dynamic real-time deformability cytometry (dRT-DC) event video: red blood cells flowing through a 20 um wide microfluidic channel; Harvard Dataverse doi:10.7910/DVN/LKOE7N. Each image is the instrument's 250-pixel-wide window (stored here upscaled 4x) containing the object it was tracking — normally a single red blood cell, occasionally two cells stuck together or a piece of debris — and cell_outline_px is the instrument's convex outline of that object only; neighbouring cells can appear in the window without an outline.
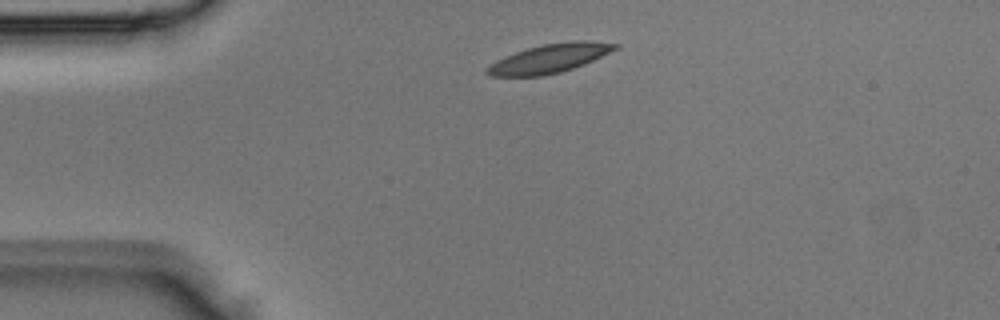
{"species": "Egyptian fruit bat (a non-hibernating species)", "species_latin": "Rousettus aegyptiacus", "temperature_condition": "room temperature", "stored_images_in_passage": 3, "camera_frame_rate_fps": 3000, "um_per_image_px": 0.085, "animal": {"sex": "male"}, "frame": {"image": 1, "passage_image": 1, "time_ms": 0.0, "image_size_px": [1000, 320], "cell_outline_px": [[620, 48], [584, 64], [560, 72], [544, 76], [488, 76], [484, 72], [484, 68], [496, 60], [516, 52], [528, 48], [544, 44], [572, 40], [588, 40], [620, 44]], "centroid_in_image_um": [46.72, 4.96], "position_along_channel_um": 38.3, "area_um2": 21.68}}
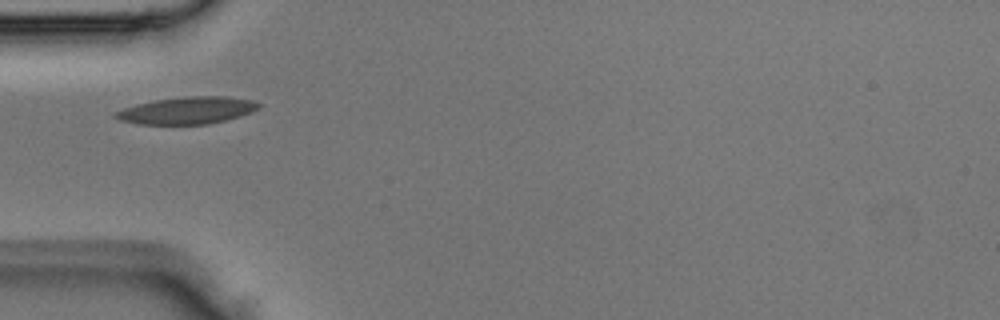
{"frame": {"image": 2, "passage_image": 2, "time_ms": 0.333, "image_size_px": [1000, 320], "cell_outline_px": [[260, 108], [252, 112], [240, 116], [208, 124], [140, 124], [120, 120], [112, 116], [116, 112], [124, 108], [136, 104], [156, 100], [184, 96], [224, 96], [252, 100], [260, 104]], "centroid_in_image_um": [15.92, 9.38], "position_along_channel_um": 69.1, "area_um2": 22.48}}
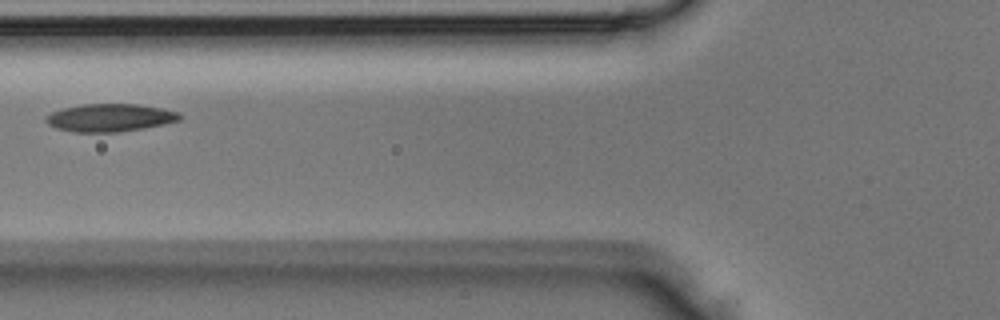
{"frame": {"image": 3, "passage_image": 3, "time_ms": 0.667, "image_size_px": [1000, 320], "cell_outline_px": [[180, 120], [164, 124], [144, 128], [116, 132], [72, 132], [56, 128], [48, 124], [44, 120], [52, 112], [64, 108], [84, 104], [136, 104], [164, 108], [180, 112]], "centroid_in_image_um": [9.37, 10.0], "position_along_channel_um": 116.4, "area_um2": 21.62}}